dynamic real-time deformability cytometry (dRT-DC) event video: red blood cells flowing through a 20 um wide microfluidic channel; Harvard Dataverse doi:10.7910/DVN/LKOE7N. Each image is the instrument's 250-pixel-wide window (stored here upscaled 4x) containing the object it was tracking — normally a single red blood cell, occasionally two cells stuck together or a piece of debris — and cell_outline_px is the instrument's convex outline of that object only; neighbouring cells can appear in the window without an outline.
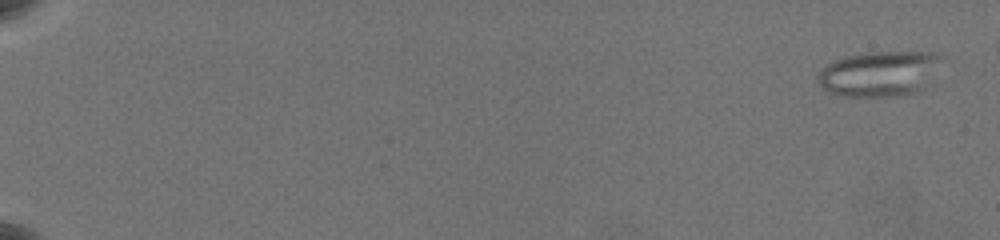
{"species": "common noctule bat (a hibernating species)", "species_latin": "Nyctalus noctula", "temperature_condition": "warm", "stored_images_in_passage": 64, "camera_frame_rate_fps": 3000, "um_per_image_px": 0.085, "animal": {"sex": "female", "body_mass_g": 19.5, "forearm_length_mm": 54.1}, "frame": {"image": 1, "passage_image": 3, "time_ms": 0.667, "image_size_px": [1000, 240], "cell_outline_px": [[948, 56], [916, 92], [900, 96], [844, 96], [828, 92], [820, 84], [816, 76], [828, 64], [836, 60], [848, 56], [868, 52], [932, 52]], "centroid_in_image_um": [74.77, 6.24], "position_along_channel_um": 10.2, "area_um2": 32.31}}
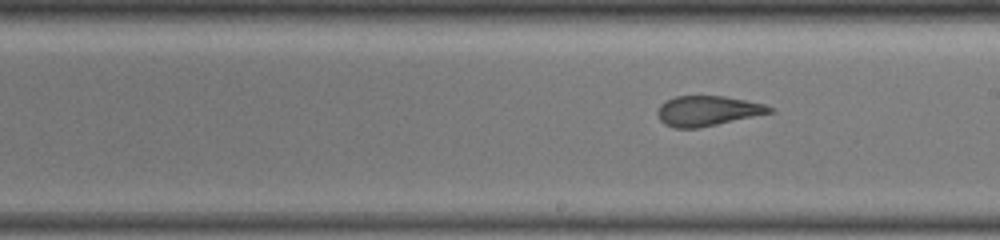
{"frame": {"image": 2, "passage_image": 40, "time_ms": 13.0, "image_size_px": [1000, 240], "cell_outline_px": [[772, 112], [716, 124], [696, 128], [676, 128], [664, 124], [660, 120], [656, 112], [660, 104], [664, 100], [676, 96], [724, 96], [764, 104], [772, 108]], "centroid_in_image_um": [60.06, 9.41], "position_along_channel_um": 228.9, "area_um2": 19.36}}
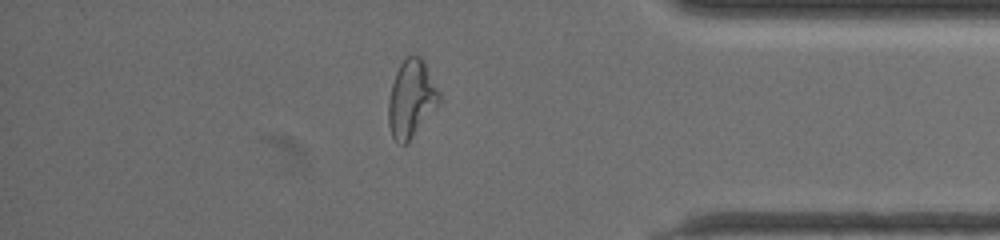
{"frame": {"image": 3, "passage_image": 56, "time_ms": 18.333, "image_size_px": [1000, 240], "cell_outline_px": [[440, 104], [408, 144], [400, 144], [392, 136], [388, 124], [388, 100], [392, 84], [396, 72], [400, 64], [408, 56], [420, 56], [440, 92]], "centroid_in_image_um": [34.97, 8.45], "position_along_channel_um": 400.2, "area_um2": 22.95}}